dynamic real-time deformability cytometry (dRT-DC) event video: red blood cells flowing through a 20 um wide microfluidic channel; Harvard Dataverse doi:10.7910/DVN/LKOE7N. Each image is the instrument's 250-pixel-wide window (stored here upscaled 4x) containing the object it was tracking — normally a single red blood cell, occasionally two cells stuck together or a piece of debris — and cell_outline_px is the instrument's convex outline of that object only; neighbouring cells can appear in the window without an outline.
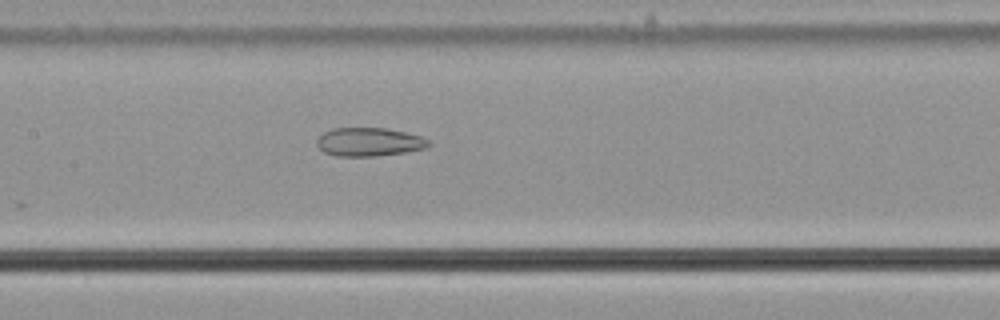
{"species": "common noctule bat (a hibernating species)", "species_latin": "Nyctalus noctula", "temperature_condition": "cold", "stored_images_in_passage": 54, "camera_frame_rate_fps": 3000, "um_per_image_px": 0.085, "animal": {"sex": "male", "body_mass_g": 21.5, "forearm_length_mm": 52.0}, "frame": {"image": 1, "passage_image": 25, "time_ms": 8.0, "image_size_px": [1000, 320], "cell_outline_px": [[432, 144], [428, 148], [404, 152], [376, 156], [336, 156], [324, 152], [316, 144], [316, 140], [324, 132], [332, 128], [384, 128], [404, 132], [420, 136], [428, 140]], "centroid_in_image_um": [31.37, 12.07], "position_along_channel_um": 176.0, "area_um2": 18.55}}
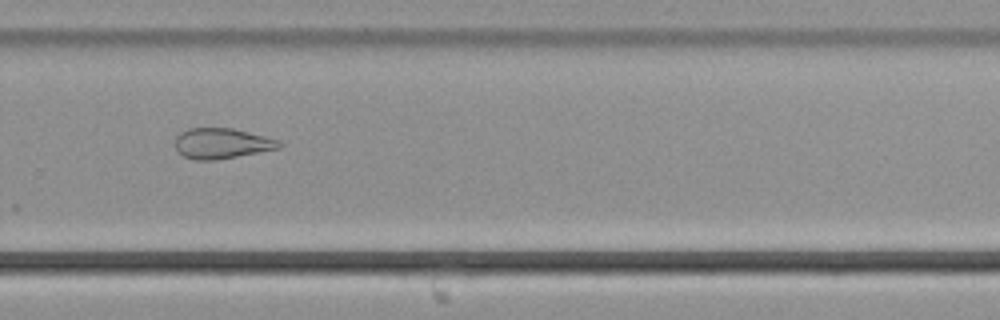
{"frame": {"image": 2, "passage_image": 36, "time_ms": 11.667, "image_size_px": [1000, 320], "cell_outline_px": [[284, 144], [280, 148], [216, 160], [192, 160], [176, 152], [176, 136], [180, 132], [188, 128], [232, 128], [280, 140]], "centroid_in_image_um": [18.84, 12.19], "position_along_channel_um": 311.0, "area_um2": 18.55}}
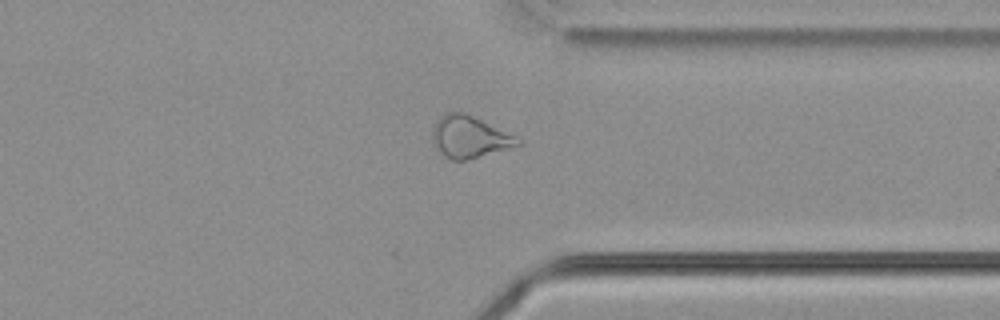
{"frame": {"image": 3, "passage_image": 41, "time_ms": 13.333, "image_size_px": [1000, 320], "cell_outline_px": [[524, 144], [464, 160], [452, 160], [444, 156], [432, 140], [432, 128], [436, 120], [444, 112], [468, 112], [516, 136]], "centroid_in_image_um": [39.9, 11.59], "position_along_channel_um": 371.5, "area_um2": 20.92}, "authors_computed_cell_mechanics": {"area_um2": 24.0159, "velocity_mm_per_s": 3.6909, "shape_relaxation_time_tau1_ms": null, "shape_relaxation_time_tau2_ms": 5.0295, "deformation_change_tau1": null, "deformation_change_tau2": 0.1461}}